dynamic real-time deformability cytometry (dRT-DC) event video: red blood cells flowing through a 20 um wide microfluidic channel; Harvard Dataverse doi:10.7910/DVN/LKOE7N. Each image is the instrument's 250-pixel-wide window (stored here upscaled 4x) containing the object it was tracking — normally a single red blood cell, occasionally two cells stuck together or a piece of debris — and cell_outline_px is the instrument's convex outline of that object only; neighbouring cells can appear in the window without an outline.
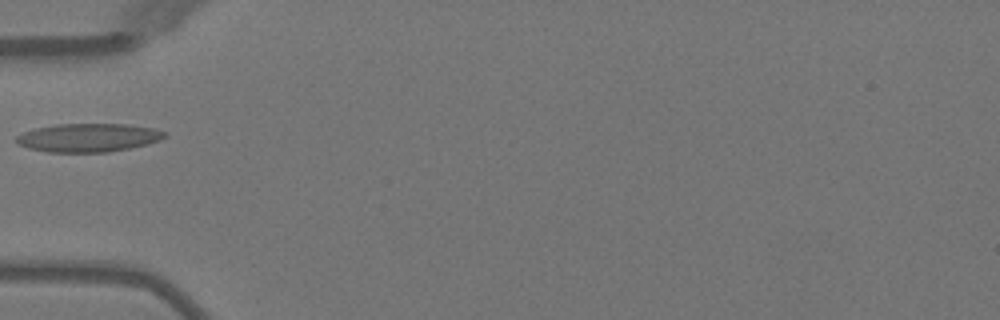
{"species": "Egyptian fruit bat (a non-hibernating species)", "species_latin": "Rousettus aegyptiacus", "temperature_condition": "warm", "stored_images_in_passage": 1, "camera_frame_rate_fps": 3000, "um_per_image_px": 0.085, "animal": {"sex": "female"}, "frame": {"image": 1, "passage_image": 1, "time_ms": 0.0, "image_size_px": [1000, 320], "cell_outline_px": [[168, 136], [160, 140], [148, 144], [108, 152], [48, 152], [28, 148], [20, 144], [16, 140], [16, 136], [32, 128], [56, 124], [128, 124], [156, 128], [168, 132]], "centroid_in_image_um": [7.56, 11.69], "position_along_channel_um": 77.4, "area_um2": 24.8}}